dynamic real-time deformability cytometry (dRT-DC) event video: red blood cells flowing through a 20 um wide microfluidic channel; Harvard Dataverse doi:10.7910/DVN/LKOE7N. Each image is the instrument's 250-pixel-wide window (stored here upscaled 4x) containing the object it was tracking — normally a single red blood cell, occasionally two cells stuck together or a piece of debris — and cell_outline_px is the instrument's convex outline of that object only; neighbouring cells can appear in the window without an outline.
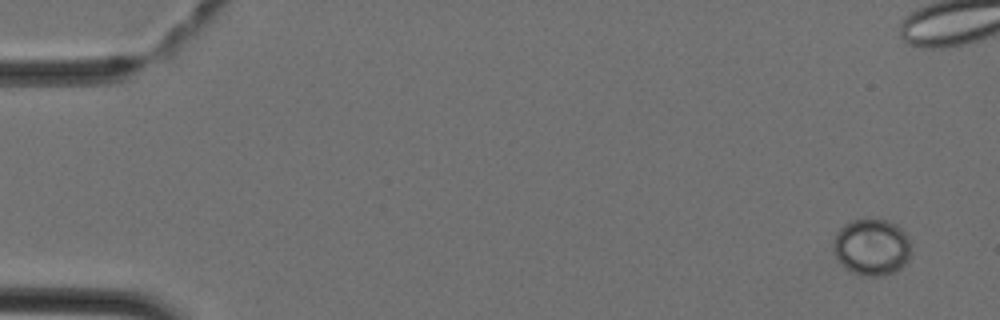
{"species": "Egyptian fruit bat (a non-hibernating species)", "species_latin": "Rousettus aegyptiacus", "temperature_condition": "cold", "stored_images_in_passage": 6, "camera_frame_rate_fps": 3000, "um_per_image_px": 0.085, "animal": {"sex": "female"}, "frame": {"image": 1, "passage_image": 1, "time_ms": 0.0, "image_size_px": [1000, 320], "cell_outline_px": [[908, 260], [896, 272], [884, 276], [864, 276], [852, 272], [844, 268], [836, 256], [832, 248], [832, 240], [836, 232], [844, 224], [852, 220], [888, 220], [896, 224], [908, 236]], "centroid_in_image_um": [74.05, 21.02], "position_along_channel_um": 11.0, "area_um2": 25.66}}